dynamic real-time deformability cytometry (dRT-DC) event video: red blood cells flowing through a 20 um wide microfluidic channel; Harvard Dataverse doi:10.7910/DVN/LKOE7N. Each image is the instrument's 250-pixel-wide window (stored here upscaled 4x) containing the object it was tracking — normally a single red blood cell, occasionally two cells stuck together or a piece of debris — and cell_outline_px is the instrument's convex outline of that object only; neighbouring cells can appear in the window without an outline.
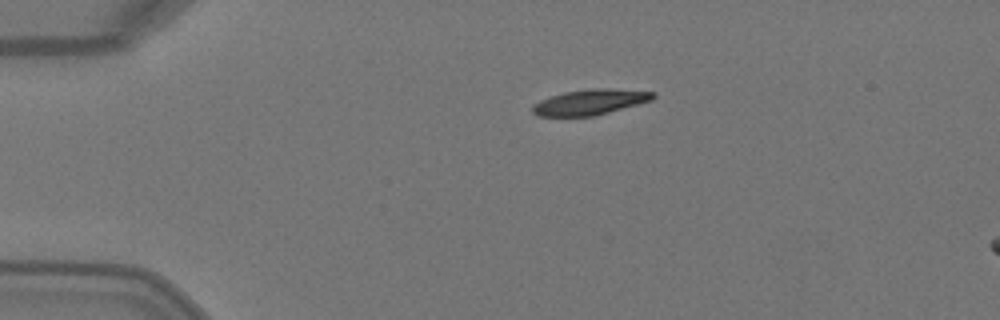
{"species": "Egyptian fruit bat (a non-hibernating species)", "species_latin": "Rousettus aegyptiacus", "temperature_condition": "warm", "stored_images_in_passage": 3, "segment_of_instrument_passage": [1, 2], "camera_frame_rate_fps": 3000, "um_per_image_px": 0.085, "animal": {"sex": "female"}, "frame": {"image": 1, "passage_image": 1, "time_ms": 0.0, "image_size_px": [1000, 320], "cell_outline_px": [[656, 96], [652, 100], [608, 112], [592, 116], [536, 116], [532, 112], [532, 104], [540, 100], [564, 92], [592, 88], [604, 88], [656, 92]], "centroid_in_image_um": [50.13, 8.67], "position_along_channel_um": 34.9, "area_um2": 17.74}}